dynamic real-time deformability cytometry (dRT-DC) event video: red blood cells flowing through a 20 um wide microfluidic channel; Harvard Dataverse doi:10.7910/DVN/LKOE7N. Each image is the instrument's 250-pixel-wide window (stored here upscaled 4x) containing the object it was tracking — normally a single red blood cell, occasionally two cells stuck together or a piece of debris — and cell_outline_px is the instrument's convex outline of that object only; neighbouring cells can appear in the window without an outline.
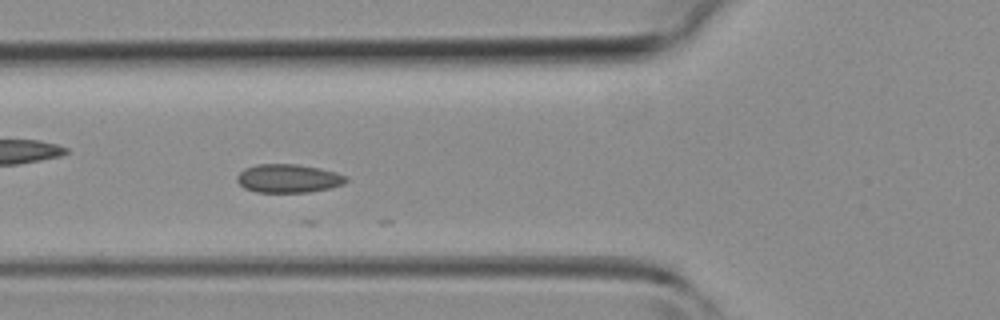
{"species": "common noctule bat (a hibernating species)", "species_latin": "Nyctalus noctula", "temperature_condition": "room temperature", "stored_images_in_passage": 19, "camera_frame_rate_fps": 3000, "um_per_image_px": 0.085, "animal": {"sex": "female", "body_mass_g": 19.3, "forearm_length_mm": 54.1}, "frame": {"image": 1, "passage_image": 16, "time_ms": 5.0, "image_size_px": [1000, 320], "cell_outline_px": [[348, 180], [344, 184], [332, 188], [308, 192], [256, 192], [244, 188], [236, 180], [236, 176], [244, 168], [256, 164], [296, 164], [320, 168], [336, 172], [348, 176]], "centroid_in_image_um": [24.53, 15.16], "position_along_channel_um": 101.3, "area_um2": 18.32}}